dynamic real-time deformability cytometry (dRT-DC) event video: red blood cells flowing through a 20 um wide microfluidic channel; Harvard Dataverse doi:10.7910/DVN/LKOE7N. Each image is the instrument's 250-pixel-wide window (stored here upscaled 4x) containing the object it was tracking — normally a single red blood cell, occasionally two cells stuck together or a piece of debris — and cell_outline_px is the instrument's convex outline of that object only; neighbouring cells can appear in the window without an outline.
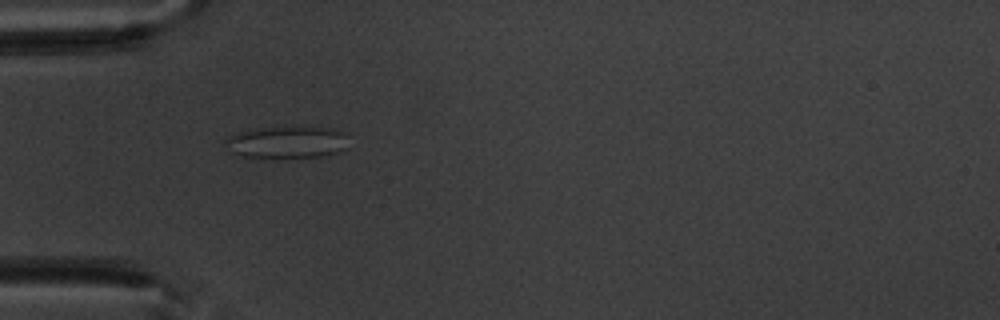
{"species": "common noctule bat (a hibernating species)", "species_latin": "Nyctalus noctula", "temperature_condition": "warm", "stored_images_in_passage": 6, "camera_frame_rate_fps": 3000, "um_per_image_px": 0.085, "animal": {"sex": "male", "body_mass_g": 20.1, "forearm_length_mm": 53.5}, "frame": {"image": 1, "passage_image": 5, "time_ms": 4.667, "image_size_px": [1000, 320], "cell_outline_px": [[348, 132], [344, 148], [336, 152], [324, 156], [284, 160], [240, 156], [232, 152], [224, 144], [224, 140], [228, 136], [240, 132], [256, 128], [284, 124], [332, 128]], "centroid_in_image_um": [24.38, 12.08], "position_along_channel_um": 60.6, "area_um2": 24.57}}
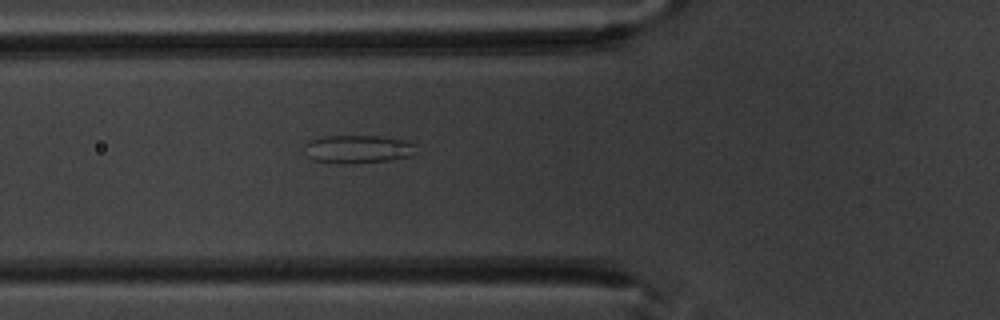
{"frame": {"image": 2, "passage_image": 6, "time_ms": 5.667, "image_size_px": [1000, 320], "cell_outline_px": [[416, 144], [408, 156], [388, 160], [348, 164], [340, 164], [312, 160], [308, 156], [304, 144], [308, 140], [320, 136], [380, 136], [400, 140]], "centroid_in_image_um": [30.3, 12.67], "position_along_channel_um": 95.5, "area_um2": 18.09}}